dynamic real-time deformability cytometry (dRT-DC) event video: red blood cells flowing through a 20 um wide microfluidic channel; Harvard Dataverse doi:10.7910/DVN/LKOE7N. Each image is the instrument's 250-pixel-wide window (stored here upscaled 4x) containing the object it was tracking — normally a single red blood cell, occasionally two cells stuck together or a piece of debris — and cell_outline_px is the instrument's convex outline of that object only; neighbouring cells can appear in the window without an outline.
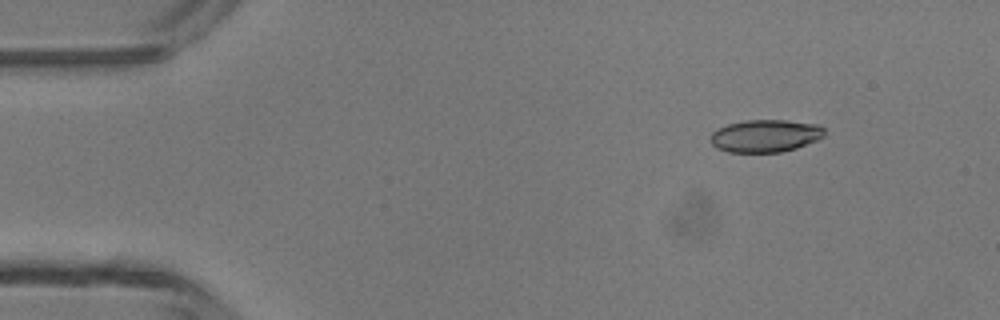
{"species": "common noctule bat (a hibernating species)", "species_latin": "Nyctalus noctula", "temperature_condition": "room temperature", "stored_images_in_passage": 3, "camera_frame_rate_fps": 3000, "um_per_image_px": 0.085, "animal": {"sex": "male", "body_mass_g": 13.3}, "frame": {"image": 1, "passage_image": 1, "time_ms": 0.0, "image_size_px": [1000, 320], "cell_outline_px": [[824, 136], [816, 140], [796, 148], [780, 152], [728, 152], [716, 148], [712, 144], [712, 132], [728, 124], [744, 120], [788, 120], [820, 124], [824, 128]], "centroid_in_image_um": [65.08, 11.54], "position_along_channel_um": 19.9, "area_um2": 21.56}}